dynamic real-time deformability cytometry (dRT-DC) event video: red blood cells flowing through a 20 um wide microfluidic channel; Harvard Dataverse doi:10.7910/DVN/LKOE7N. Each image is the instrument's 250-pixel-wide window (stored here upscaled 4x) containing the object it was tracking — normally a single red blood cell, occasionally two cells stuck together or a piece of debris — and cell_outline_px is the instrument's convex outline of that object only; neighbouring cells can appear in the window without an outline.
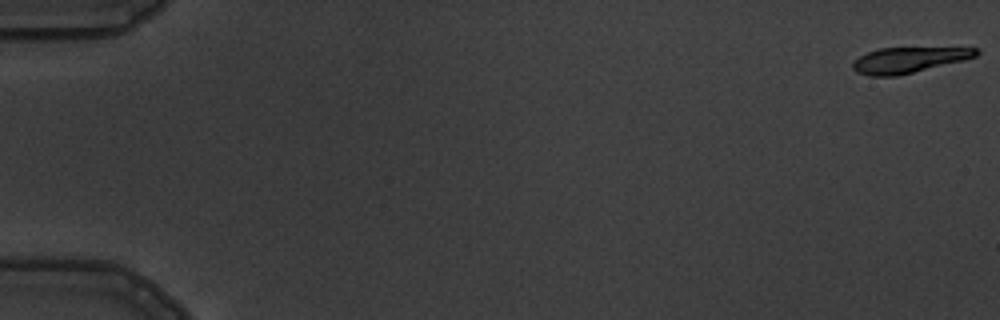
{"species": "common noctule bat (a hibernating species)", "species_latin": "Nyctalus noctula", "temperature_condition": "warm", "stored_images_in_passage": 6, "segment_of_instrument_passage": [1, 2], "camera_frame_rate_fps": 3000, "um_per_image_px": 0.085, "animal": {"sex": "male", "body_mass_g": 19.5, "forearm_length_mm": 54.6}, "frame": {"image": 1, "passage_image": 1, "time_ms": 0.0, "image_size_px": [1000, 320], "cell_outline_px": [[980, 52], [976, 56], [964, 60], [896, 76], [868, 76], [856, 72], [852, 68], [852, 64], [860, 56], [868, 52], [880, 48], [980, 48]], "centroid_in_image_um": [77.23, 5.1], "position_along_channel_um": 7.8, "area_um2": 18.21}}
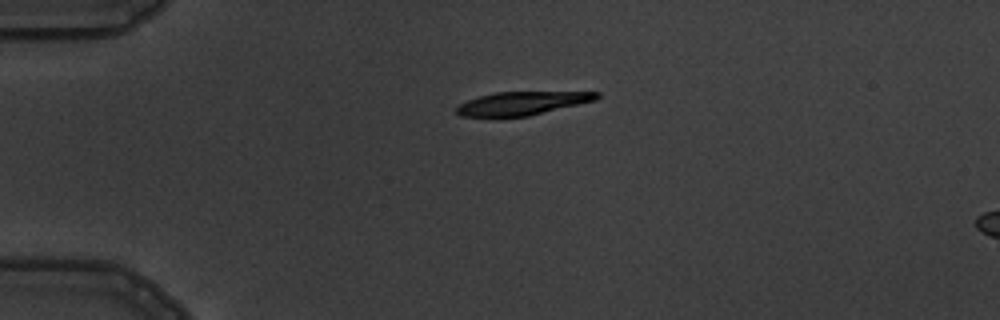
{"frame": {"image": 2, "passage_image": 4, "time_ms": 4.333, "image_size_px": [1000, 320], "cell_outline_px": [[600, 96], [596, 100], [528, 116], [460, 116], [456, 112], [456, 108], [460, 104], [468, 100], [480, 96], [496, 92], [600, 92]], "centroid_in_image_um": [44.4, 8.77], "position_along_channel_um": 40.6, "area_um2": 18.73}}